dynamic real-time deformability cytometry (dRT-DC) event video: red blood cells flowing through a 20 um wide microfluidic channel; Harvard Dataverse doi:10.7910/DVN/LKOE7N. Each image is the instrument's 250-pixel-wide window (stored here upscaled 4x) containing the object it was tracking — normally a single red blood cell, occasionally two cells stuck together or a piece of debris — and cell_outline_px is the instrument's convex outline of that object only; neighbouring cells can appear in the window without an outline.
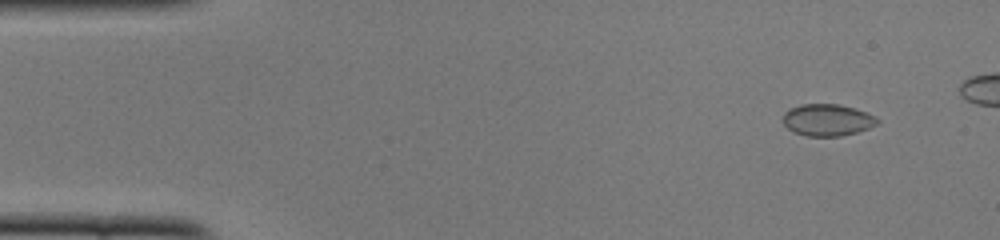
{"species": "common noctule bat (a hibernating species)", "species_latin": "Nyctalus noctula", "temperature_condition": "cold", "stored_images_in_passage": 45, "camera_frame_rate_fps": 3000, "um_per_image_px": 0.085, "animal": {"sex": "female", "body_mass_g": 22.0, "forearm_length_mm": 56.7}, "frame": {"image": 1, "passage_image": 4, "time_ms": 1.0, "image_size_px": [1000, 240], "cell_outline_px": [[880, 120], [876, 124], [868, 128], [856, 132], [840, 136], [808, 136], [792, 132], [784, 124], [784, 112], [788, 108], [800, 104], [840, 104], [856, 108], [868, 112], [876, 116]], "centroid_in_image_um": [70.33, 10.18], "position_along_channel_um": 14.7, "area_um2": 17.69}}
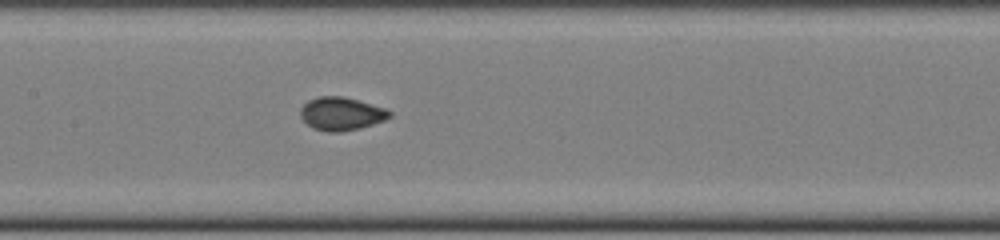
{"frame": {"image": 2, "passage_image": 24, "time_ms": 7.667, "image_size_px": [1000, 240], "cell_outline_px": [[392, 116], [384, 120], [360, 128], [340, 132], [328, 132], [312, 128], [300, 116], [300, 108], [308, 100], [320, 96], [344, 96], [388, 108], [392, 112]], "centroid_in_image_um": [29.03, 9.66], "position_along_channel_um": 178.4, "area_um2": 17.4}}
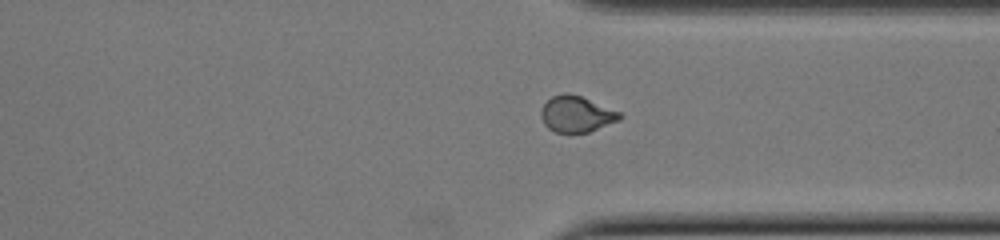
{"frame": {"image": 3, "passage_image": 38, "time_ms": 12.333, "image_size_px": [1000, 240], "cell_outline_px": [[624, 116], [620, 120], [588, 132], [556, 132], [548, 128], [544, 124], [540, 116], [540, 108], [552, 96], [564, 92], [580, 96], [620, 112]], "centroid_in_image_um": [48.98, 9.69], "position_along_channel_um": 362.4, "area_um2": 16.47}}